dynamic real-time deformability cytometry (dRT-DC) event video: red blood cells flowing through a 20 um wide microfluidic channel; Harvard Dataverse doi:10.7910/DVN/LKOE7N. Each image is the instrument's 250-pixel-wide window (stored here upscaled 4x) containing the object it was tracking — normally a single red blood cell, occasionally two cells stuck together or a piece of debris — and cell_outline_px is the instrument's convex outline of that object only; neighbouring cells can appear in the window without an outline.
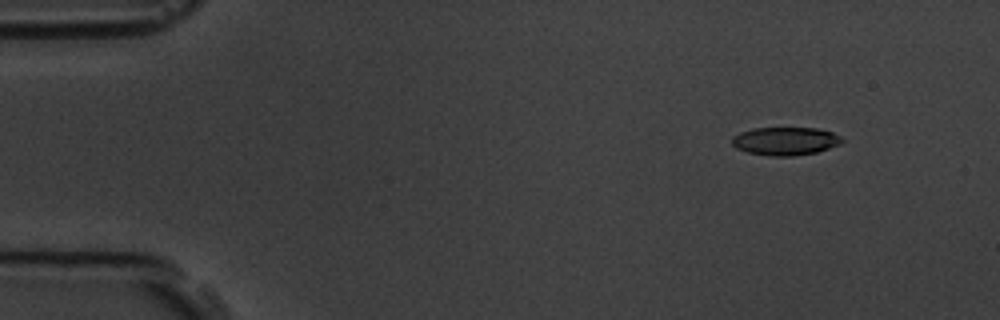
{"species": "common noctule bat (a hibernating species)", "species_latin": "Nyctalus noctula", "temperature_condition": "room temperature", "stored_images_in_passage": 5, "camera_frame_rate_fps": 3000, "um_per_image_px": 0.085, "animal": {"sex": "male", "body_mass_g": 19.5, "forearm_length_mm": 54.6}, "frame": {"image": 1, "passage_image": 2, "time_ms": 1.333, "image_size_px": [1000, 320], "cell_outline_px": [[844, 140], [840, 144], [816, 152], [792, 156], [768, 156], [748, 152], [736, 148], [732, 144], [732, 136], [740, 132], [752, 128], [816, 128], [832, 132], [840, 136]], "centroid_in_image_um": [66.73, 11.99], "position_along_channel_um": 18.3, "area_um2": 18.03}}
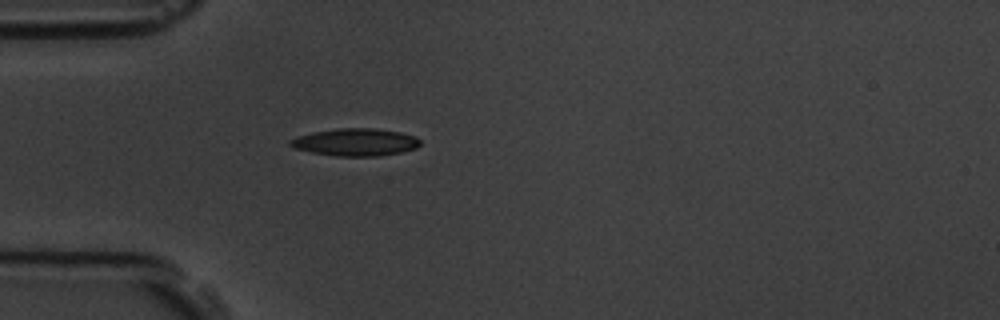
{"frame": {"image": 2, "passage_image": 5, "time_ms": 4.667, "image_size_px": [1000, 320], "cell_outline_px": [[420, 144], [416, 148], [400, 152], [380, 156], [336, 156], [312, 152], [296, 148], [288, 144], [288, 140], [296, 136], [312, 132], [340, 128], [376, 128], [400, 132], [416, 136], [420, 140]], "centroid_in_image_um": [30.21, 12.08], "position_along_channel_um": 54.8, "area_um2": 20.81}}